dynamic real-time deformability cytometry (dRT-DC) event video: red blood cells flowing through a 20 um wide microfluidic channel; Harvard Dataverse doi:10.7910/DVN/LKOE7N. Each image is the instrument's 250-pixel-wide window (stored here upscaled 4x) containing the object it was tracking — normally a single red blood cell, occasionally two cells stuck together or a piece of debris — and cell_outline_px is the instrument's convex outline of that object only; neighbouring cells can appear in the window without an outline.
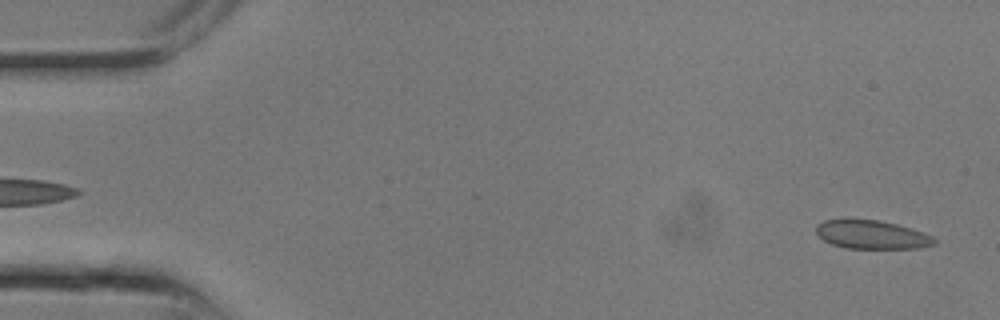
{"species": "common noctule bat (a hibernating species)", "species_latin": "Nyctalus noctula", "temperature_condition": "room temperature", "stored_images_in_passage": 7, "segment_of_instrument_passage": [2, 2], "camera_frame_rate_fps": 3000, "um_per_image_px": 0.085, "animal": {"sex": "male", "body_mass_g": 13.3}, "frame": {"image": 1, "passage_image": 7, "time_ms": 2.0, "image_size_px": [1000, 320], "cell_outline_px": [[936, 240], [932, 244], [916, 248], [848, 248], [832, 244], [824, 240], [816, 232], [816, 228], [824, 220], [876, 220], [896, 224], [920, 232]], "centroid_in_image_um": [74.04, 19.95], "position_along_channel_um": 11.0, "area_um2": 18.84}}